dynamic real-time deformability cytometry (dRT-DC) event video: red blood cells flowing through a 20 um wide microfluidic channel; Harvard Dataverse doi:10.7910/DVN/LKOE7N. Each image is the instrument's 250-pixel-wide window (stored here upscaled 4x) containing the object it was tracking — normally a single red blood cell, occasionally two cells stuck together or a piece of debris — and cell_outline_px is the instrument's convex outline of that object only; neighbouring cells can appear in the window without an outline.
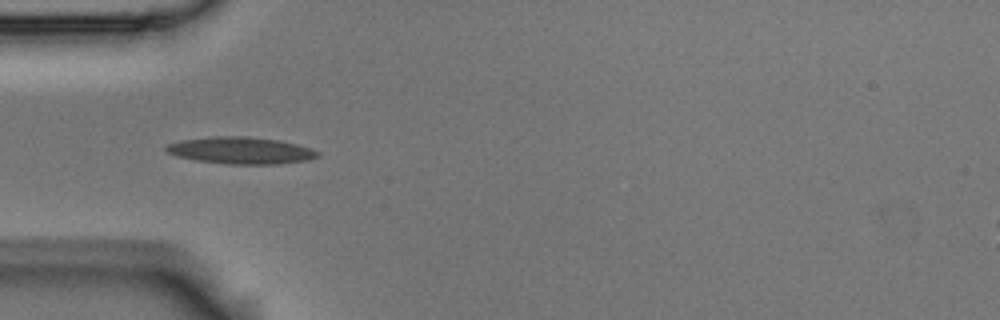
{"species": "Egyptian fruit bat (a non-hibernating species)", "species_latin": "Rousettus aegyptiacus", "temperature_condition": "room temperature", "stored_images_in_passage": 6, "camera_frame_rate_fps": 3000, "um_per_image_px": 0.085, "animal": {"sex": "male"}, "frame": {"image": 1, "passage_image": 5, "time_ms": 1.333, "image_size_px": [1000, 320], "cell_outline_px": [[320, 156], [308, 160], [280, 164], [228, 164], [196, 160], [176, 156], [164, 152], [164, 148], [168, 144], [180, 140], [212, 136], [248, 136], [280, 140], [312, 148], [320, 152]], "centroid_in_image_um": [20.47, 12.78], "position_along_channel_um": 64.5, "area_um2": 24.04}}
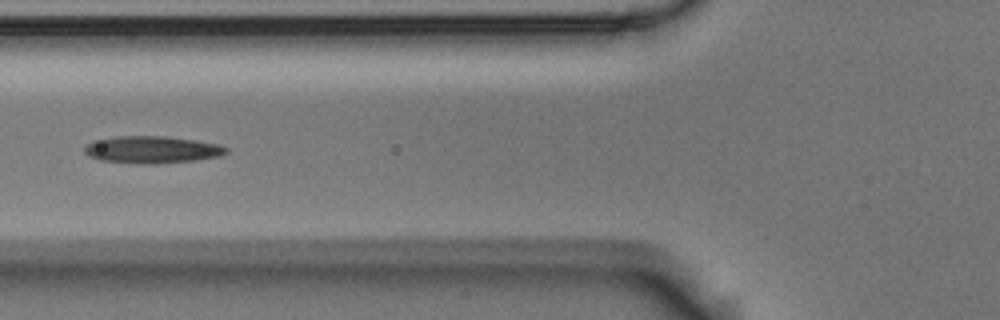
{"frame": {"image": 2, "passage_image": 6, "time_ms": 1.667, "image_size_px": [1000, 320], "cell_outline_px": [[228, 152], [220, 156], [192, 160], [156, 164], [144, 164], [100, 160], [88, 156], [84, 152], [84, 148], [92, 140], [116, 136], [164, 136], [196, 140], [216, 144], [228, 148]], "centroid_in_image_um": [12.88, 12.71], "position_along_channel_um": 112.9, "area_um2": 22.37}}